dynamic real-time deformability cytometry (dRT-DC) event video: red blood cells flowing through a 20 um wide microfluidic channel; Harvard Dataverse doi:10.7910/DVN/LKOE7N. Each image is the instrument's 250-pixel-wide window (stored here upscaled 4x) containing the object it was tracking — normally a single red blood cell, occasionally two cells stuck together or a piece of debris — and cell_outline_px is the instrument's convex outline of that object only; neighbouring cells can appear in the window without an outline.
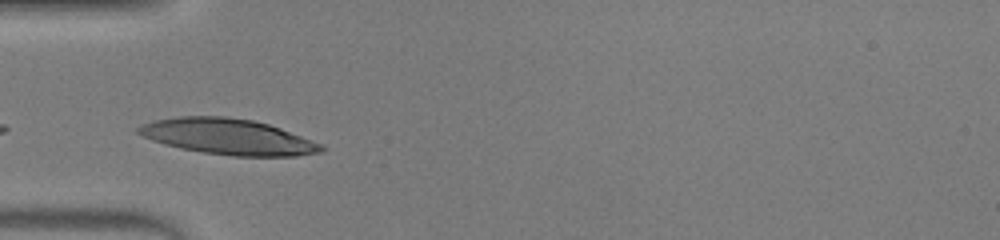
{"species": "human", "species_latin": "Homo sapiens", "temperature_condition": "warm", "stored_images_in_passage": 10, "camera_frame_rate_fps": 3000, "um_per_image_px": 0.085, "donor": {"sex": "male"}, "frame": {"image": 1, "passage_image": 1, "time_ms": 0.0, "image_size_px": [1000, 240], "cell_outline_px": [[324, 148], [320, 152], [296, 156], [232, 156], [204, 152], [180, 148], [164, 144], [152, 140], [136, 132], [136, 128], [144, 124], [156, 120], [180, 116], [224, 116], [252, 120], [268, 124], [280, 128], [324, 144]], "centroid_in_image_um": [19.4, 11.62], "position_along_channel_um": 65.6, "area_um2": 37.92}}
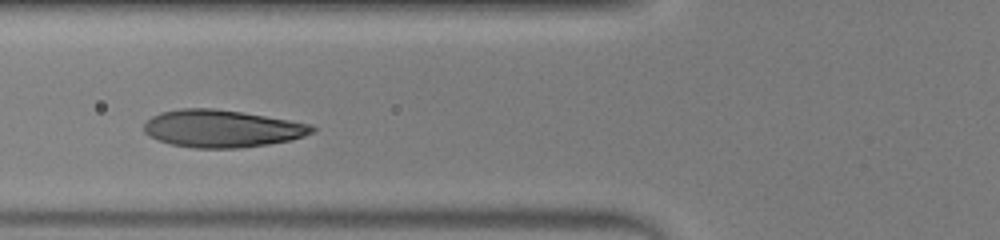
{"frame": {"image": 2, "passage_image": 4, "time_ms": 1.0, "image_size_px": [1000, 240], "cell_outline_px": [[316, 132], [292, 140], [268, 144], [240, 148], [196, 148], [172, 144], [148, 136], [144, 132], [144, 124], [152, 116], [160, 112], [180, 108], [212, 108], [240, 112], [312, 124], [316, 128]], "centroid_in_image_um": [18.88, 10.93], "position_along_channel_um": 106.9, "area_um2": 36.59}}
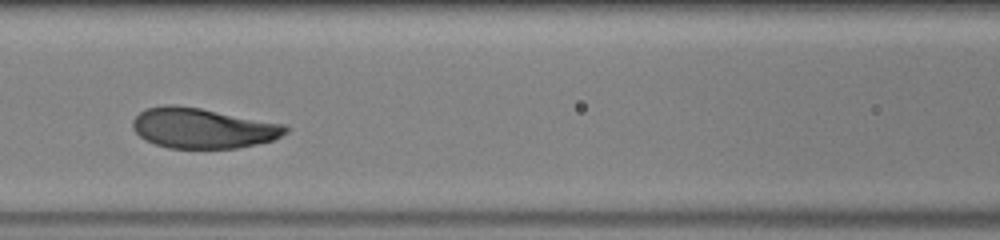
{"frame": {"image": 3, "passage_image": 7, "time_ms": 2.0, "image_size_px": [1000, 240], "cell_outline_px": [[288, 132], [272, 140], [256, 144], [236, 148], [168, 148], [144, 140], [132, 128], [132, 120], [144, 108], [168, 104], [172, 104], [200, 108], [288, 124]], "centroid_in_image_um": [17.23, 10.88], "position_along_channel_um": 149.4, "area_um2": 36.07}}